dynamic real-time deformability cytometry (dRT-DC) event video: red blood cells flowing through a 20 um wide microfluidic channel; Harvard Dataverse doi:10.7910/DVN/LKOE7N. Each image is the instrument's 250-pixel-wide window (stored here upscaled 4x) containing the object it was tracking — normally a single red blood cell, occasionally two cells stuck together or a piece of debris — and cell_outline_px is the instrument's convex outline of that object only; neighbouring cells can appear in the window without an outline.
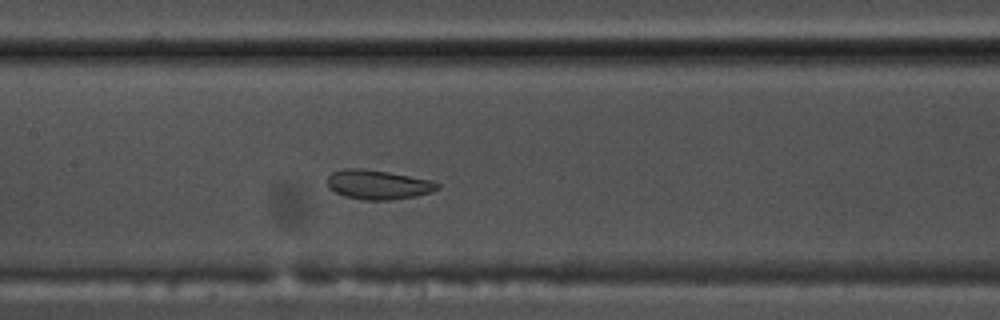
{"species": "common noctule bat (a hibernating species)", "species_latin": "Nyctalus noctula", "temperature_condition": "warm", "stored_images_in_passage": 52, "camera_frame_rate_fps": 3000, "um_per_image_px": 0.085, "animal": {"sex": "male", "body_mass_g": 17.5, "forearm_length_mm": 52.3}, "frame": {"image": 1, "passage_image": 23, "time_ms": 7.333, "image_size_px": [1000, 320], "cell_outline_px": [[440, 188], [432, 192], [416, 196], [388, 200], [360, 200], [344, 196], [328, 188], [328, 176], [332, 172], [344, 168], [364, 168], [388, 172], [432, 180], [440, 184]], "centroid_in_image_um": [32.14, 15.69], "position_along_channel_um": 175.3, "area_um2": 19.02}}
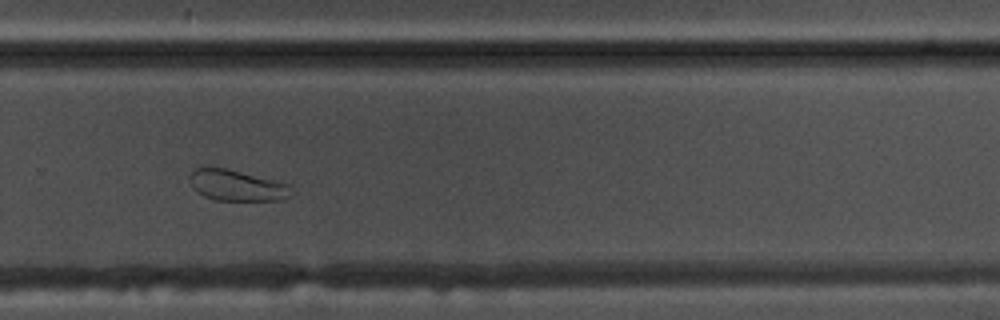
{"frame": {"image": 2, "passage_image": 34, "time_ms": 11.0, "image_size_px": [1000, 320], "cell_outline_px": [[296, 192], [280, 200], [216, 200], [204, 196], [196, 192], [192, 184], [192, 172], [196, 168], [228, 168], [292, 184]], "centroid_in_image_um": [20.24, 15.77], "position_along_channel_um": 309.6, "area_um2": 18.38}}
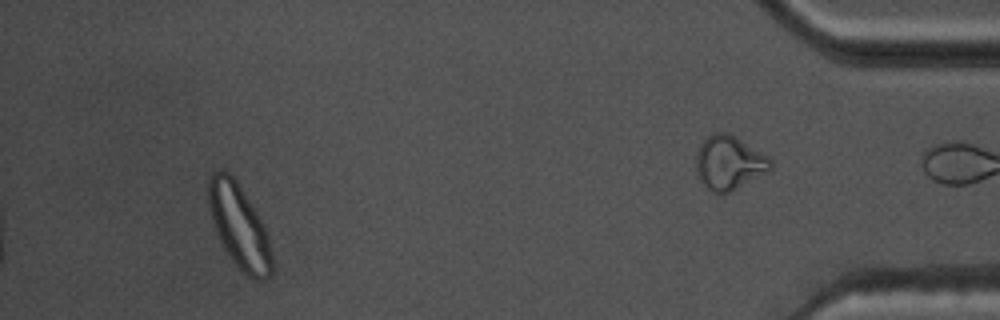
{"frame": {"image": 3, "passage_image": 48, "time_ms": 15.667, "image_size_px": [1000, 320], "cell_outline_px": [[272, 272], [264, 280], [252, 280], [232, 260], [224, 248], [216, 232], [208, 208], [208, 180], [216, 172], [228, 172], [236, 180], [264, 224], [268, 236], [272, 256]], "centroid_in_image_um": [20.34, 19.27], "position_along_channel_um": 414.9, "area_um2": 30.63}, "authors_computed_cell_mechanics": {"area_um2": 23.6402, "velocity_mm_per_s": 3.6667, "shape_relaxation_time_tau1_ms": 9.0121, "shape_relaxation_time_tau2_ms": 1.1332, "deformation_change_tau1": 0.1427, "deformation_change_tau2": 0.0621}}